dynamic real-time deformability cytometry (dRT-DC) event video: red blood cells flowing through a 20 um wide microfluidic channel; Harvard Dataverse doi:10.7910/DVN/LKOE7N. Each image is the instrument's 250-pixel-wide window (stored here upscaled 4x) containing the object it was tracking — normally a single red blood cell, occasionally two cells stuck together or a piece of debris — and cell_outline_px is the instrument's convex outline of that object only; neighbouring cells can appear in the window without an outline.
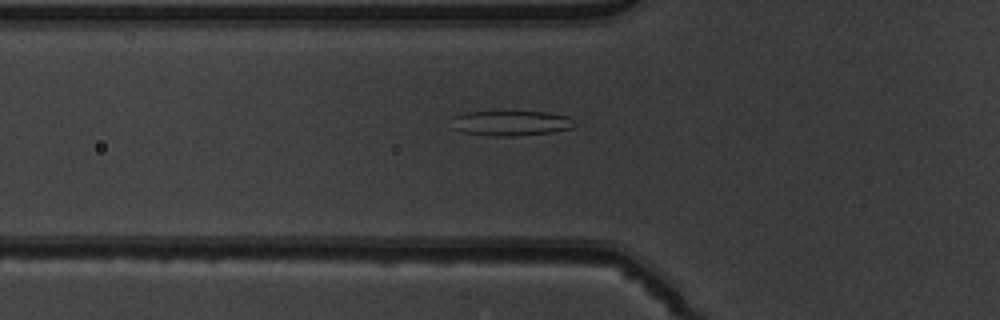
{"species": "common noctule bat (a hibernating species)", "species_latin": "Nyctalus noctula", "temperature_condition": "warm", "stored_images_in_passage": 51, "segment_of_instrument_passage": [1, 2], "camera_frame_rate_fps": 3000, "um_per_image_px": 0.085, "animal": {"sex": "male", "body_mass_g": 19.5, "forearm_length_mm": 54.6}, "frame": {"image": 1, "passage_image": 19, "time_ms": 6.0, "image_size_px": [1000, 320], "cell_outline_px": [[572, 128], [552, 132], [512, 136], [488, 136], [460, 132], [448, 128], [452, 116], [464, 112], [548, 112], [568, 116]], "centroid_in_image_um": [43.25, 10.47], "position_along_channel_um": 82.6, "area_um2": 18.09}}
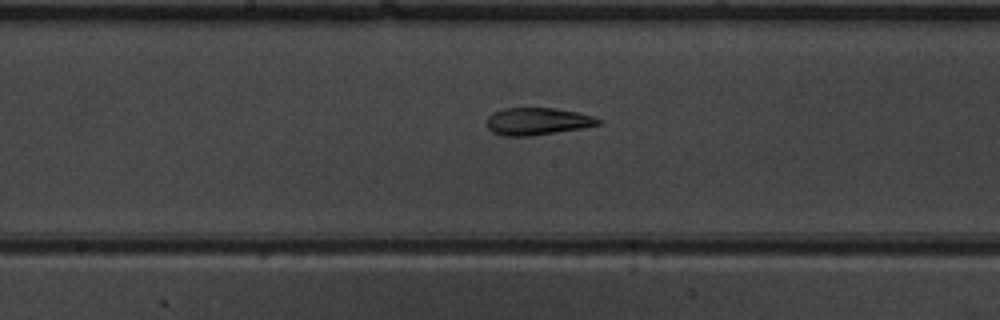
{"frame": {"image": 2, "passage_image": 28, "time_ms": 9.0, "image_size_px": [1000, 320], "cell_outline_px": [[604, 120], [600, 124], [584, 128], [532, 136], [504, 136], [492, 132], [488, 128], [488, 116], [492, 112], [504, 108], [552, 108], [576, 112], [592, 116]], "centroid_in_image_um": [45.69, 10.32], "position_along_channel_um": 202.5, "area_um2": 17.8}}
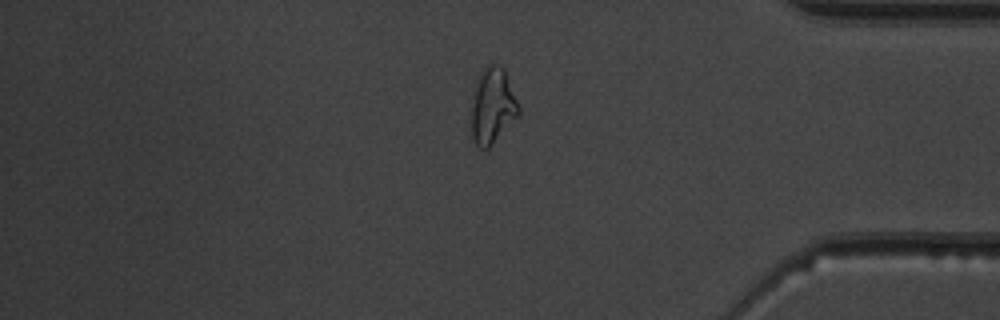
{"frame": {"image": 3, "passage_image": 44, "time_ms": 14.333, "image_size_px": [1000, 320], "cell_outline_px": [[520, 112], [492, 144], [488, 148], [480, 148], [476, 144], [472, 136], [472, 108], [476, 88], [480, 72], [488, 64], [496, 64], [504, 68], [520, 108]], "centroid_in_image_um": [41.88, 8.99], "position_along_channel_um": 393.3, "area_um2": 20.17}}